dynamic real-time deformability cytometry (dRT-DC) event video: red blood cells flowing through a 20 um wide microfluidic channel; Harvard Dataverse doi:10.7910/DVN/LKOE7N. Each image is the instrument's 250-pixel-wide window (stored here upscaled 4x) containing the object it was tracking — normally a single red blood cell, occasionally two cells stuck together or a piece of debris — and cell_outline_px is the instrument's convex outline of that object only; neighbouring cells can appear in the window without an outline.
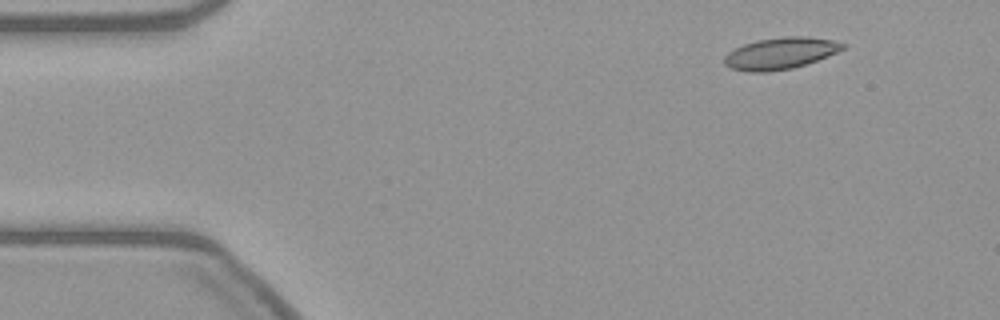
{"species": "common noctule bat (a hibernating species)", "species_latin": "Nyctalus noctula", "temperature_condition": "warm", "stored_images_in_passage": 48, "camera_frame_rate_fps": 3000, "um_per_image_px": 0.085, "animal": {"sex": "female", "body_mass_g": 21.9}, "frame": {"image": 1, "passage_image": 1, "time_ms": 0.0, "image_size_px": [1000, 320], "cell_outline_px": [[844, 48], [836, 52], [816, 60], [792, 68], [768, 72], [748, 72], [732, 68], [724, 64], [724, 56], [728, 52], [744, 44], [756, 40], [784, 36], [804, 36], [832, 40], [844, 44]], "centroid_in_image_um": [66.28, 4.53], "position_along_channel_um": 18.7, "area_um2": 21.56}}
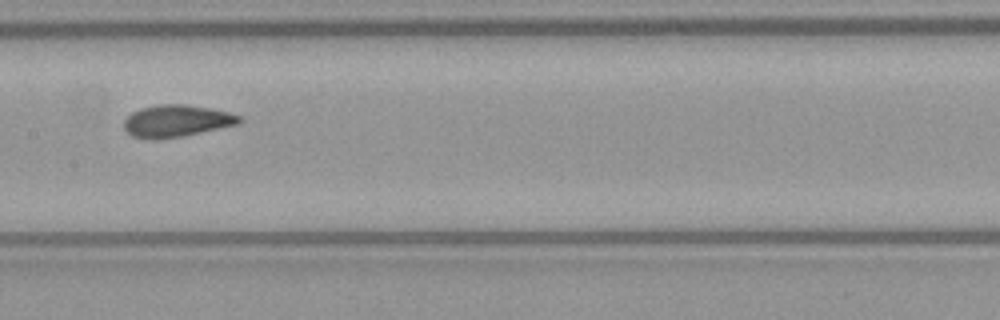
{"frame": {"image": 2, "passage_image": 22, "time_ms": 7.0, "image_size_px": [1000, 320], "cell_outline_px": [[244, 120], [240, 124], [180, 136], [156, 140], [152, 140], [132, 136], [124, 128], [124, 120], [132, 112], [140, 108], [156, 104], [188, 104], [212, 108], [228, 112], [240, 116]], "centroid_in_image_um": [15.01, 10.27], "position_along_channel_um": 192.4, "area_um2": 21.68}}
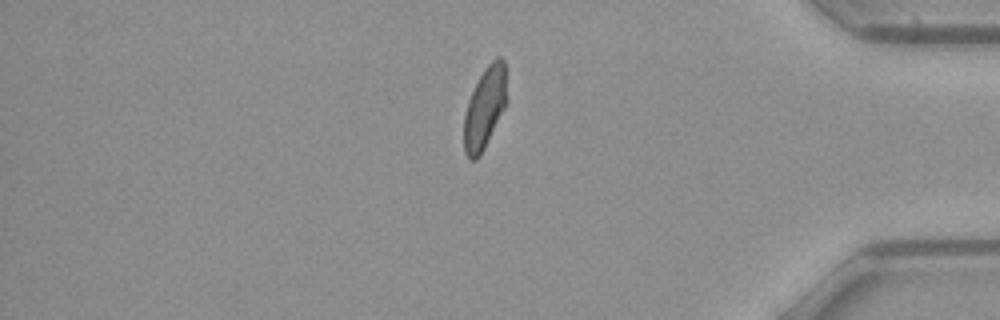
{"frame": {"image": 3, "passage_image": 41, "time_ms": 13.333, "image_size_px": [1000, 320], "cell_outline_px": [[508, 100], [480, 156], [476, 160], [468, 160], [464, 152], [464, 116], [468, 100], [484, 68], [496, 56], [500, 56], [504, 60]], "centroid_in_image_um": [41.21, 9.16], "position_along_channel_um": 394.0, "area_um2": 20.4}}